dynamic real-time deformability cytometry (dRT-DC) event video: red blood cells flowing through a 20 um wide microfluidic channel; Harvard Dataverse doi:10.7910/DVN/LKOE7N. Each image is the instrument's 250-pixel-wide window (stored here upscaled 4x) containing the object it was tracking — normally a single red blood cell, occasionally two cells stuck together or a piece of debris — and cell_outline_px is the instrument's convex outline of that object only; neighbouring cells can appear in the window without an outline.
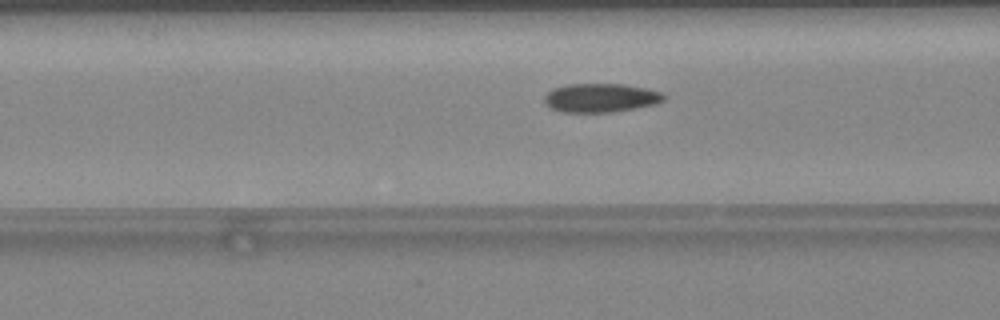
{"species": "common noctule bat (a hibernating species)", "species_latin": "Nyctalus noctula", "temperature_condition": "warm", "stored_images_in_passage": 47, "camera_frame_rate_fps": 3000, "um_per_image_px": 0.085, "animal": {"sex": "female", "body_mass_g": 24.6, "forearm_length_mm": 56.2}, "frame": {"image": 1, "passage_image": 18, "time_ms": 5.667, "image_size_px": [1000, 320], "cell_outline_px": [[664, 100], [656, 104], [636, 108], [612, 112], [560, 112], [544, 104], [544, 96], [552, 88], [568, 84], [624, 84], [648, 88], [660, 92], [664, 96]], "centroid_in_image_um": [51.04, 8.31], "position_along_channel_um": 115.6, "area_um2": 20.17}}
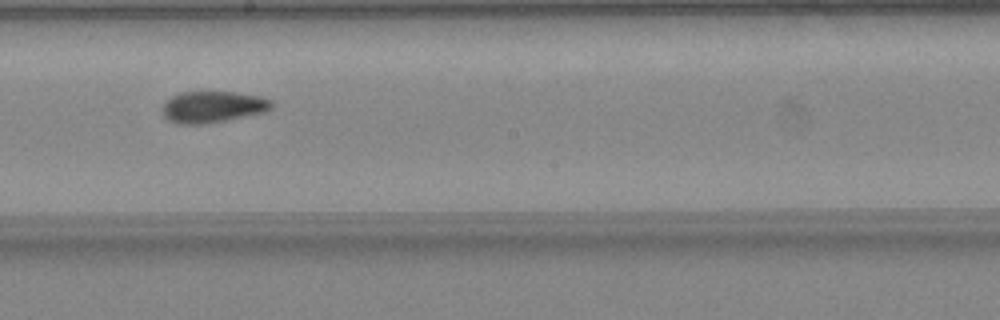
{"frame": {"image": 2, "passage_image": 26, "time_ms": 8.333, "image_size_px": [1000, 320], "cell_outline_px": [[276, 104], [268, 112], [208, 124], [176, 124], [168, 120], [164, 116], [160, 108], [172, 96], [180, 92], [232, 92], [260, 96], [272, 100]], "centroid_in_image_um": [18.12, 9.1], "position_along_channel_um": 230.1, "area_um2": 20.46}}
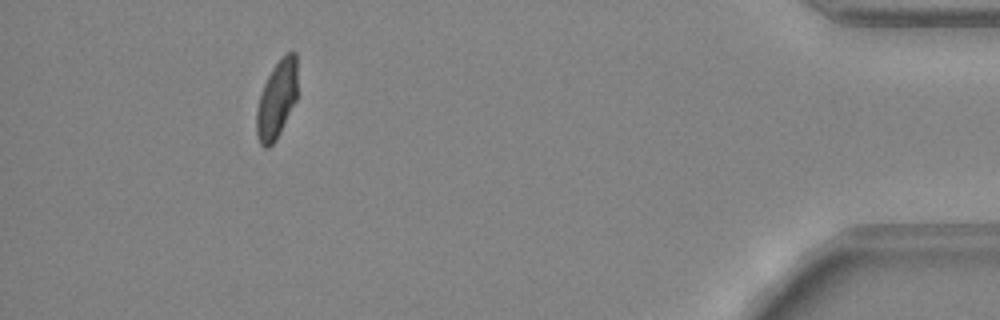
{"frame": {"image": 3, "passage_image": 43, "time_ms": 14.0, "image_size_px": [1000, 320], "cell_outline_px": [[296, 100], [276, 140], [268, 148], [264, 148], [260, 144], [256, 136], [256, 108], [264, 84], [272, 68], [288, 52], [296, 52]], "centroid_in_image_um": [23.5, 8.51], "position_along_channel_um": 411.7, "area_um2": 18.32}, "authors_computed_cell_mechanics": {"area_um2": 19.652, "velocity_mm_per_s": 4.2958, "shape_relaxation_time_tau1_ms": 10.699, "shape_relaxation_time_tau2_ms": 2.1243, "deformation_change_tau1": 0.2278, "deformation_change_tau2": 0.0689}}